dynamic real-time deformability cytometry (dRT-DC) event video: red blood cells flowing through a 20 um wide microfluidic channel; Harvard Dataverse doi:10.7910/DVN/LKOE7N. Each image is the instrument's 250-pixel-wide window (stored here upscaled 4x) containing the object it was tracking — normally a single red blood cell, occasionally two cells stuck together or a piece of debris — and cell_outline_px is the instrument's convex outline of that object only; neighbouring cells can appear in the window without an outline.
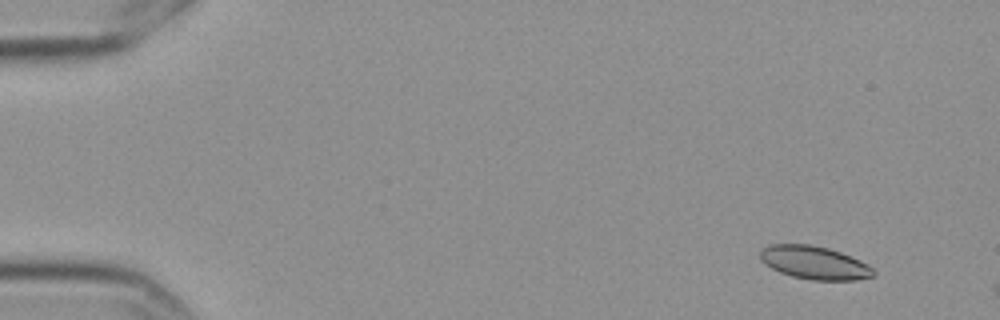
{"species": "Egyptian fruit bat (a non-hibernating species)", "species_latin": "Rousettus aegyptiacus", "temperature_condition": "cold", "stored_images_in_passage": 6, "camera_frame_rate_fps": 3000, "um_per_image_px": 0.085, "frame": {"image": 1, "passage_image": 2, "time_ms": 0.333, "image_size_px": [1000, 320], "cell_outline_px": [[876, 272], [872, 276], [856, 280], [812, 280], [792, 276], [780, 272], [772, 268], [760, 260], [760, 252], [764, 248], [772, 244], [808, 244], [828, 248], [840, 252], [860, 260], [868, 264]], "centroid_in_image_um": [69.23, 22.33], "position_along_channel_um": 15.8, "area_um2": 21.73}}